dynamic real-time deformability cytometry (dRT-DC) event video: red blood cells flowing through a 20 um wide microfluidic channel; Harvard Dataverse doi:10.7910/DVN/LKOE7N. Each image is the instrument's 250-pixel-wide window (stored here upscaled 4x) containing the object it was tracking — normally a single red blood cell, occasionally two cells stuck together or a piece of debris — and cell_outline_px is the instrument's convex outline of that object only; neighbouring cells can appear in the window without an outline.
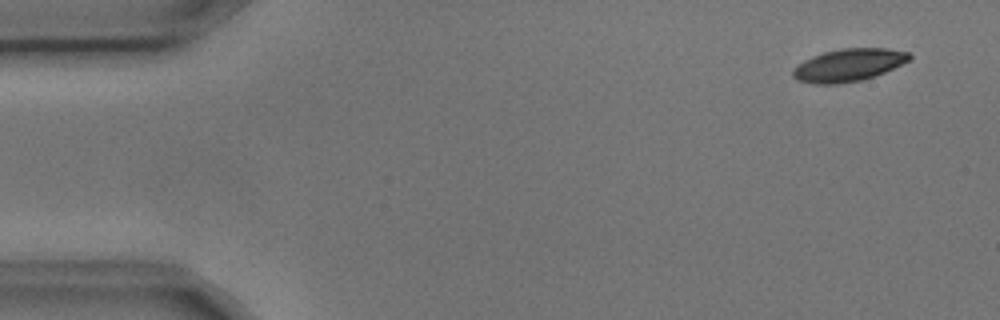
{"species": "common noctule bat (a hibernating species)", "species_latin": "Nyctalus noctula", "temperature_condition": "cold", "stored_images_in_passage": 5, "camera_frame_rate_fps": 3000, "um_per_image_px": 0.085, "animal": {"sex": "male", "body_mass_g": 17.9, "forearm_length_mm": 54.2}, "frame": {"image": 1, "passage_image": 2, "time_ms": 0.333, "image_size_px": [1000, 320], "cell_outline_px": [[912, 60], [884, 72], [860, 80], [836, 84], [812, 84], [796, 80], [792, 76], [792, 72], [804, 60], [812, 56], [824, 52], [844, 48], [888, 48], [908, 52], [912, 56]], "centroid_in_image_um": [72.15, 5.53], "position_along_channel_um": 12.9, "area_um2": 22.02}}